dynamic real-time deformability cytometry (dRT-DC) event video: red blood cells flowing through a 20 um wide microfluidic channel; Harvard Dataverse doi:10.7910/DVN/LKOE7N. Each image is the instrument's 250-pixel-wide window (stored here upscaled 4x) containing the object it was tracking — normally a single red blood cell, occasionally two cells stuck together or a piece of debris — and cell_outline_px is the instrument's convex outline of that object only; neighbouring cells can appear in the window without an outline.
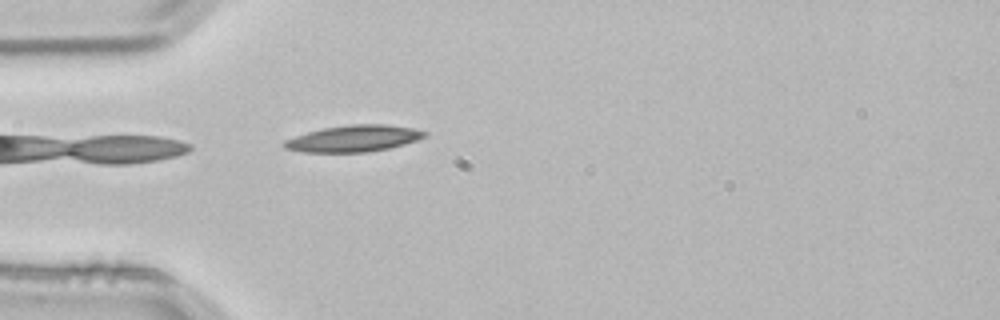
{"species": "common noctule bat (a hibernating species)", "species_latin": "Nyctalus noctula", "temperature_condition": "room temperature", "stored_images_in_passage": 3, "camera_frame_rate_fps": 3000, "um_per_image_px": 0.085, "animal": {"sex": "male", "body_mass_g": 21.5, "forearm_length_mm": 52.0}, "frame": {"image": 1, "passage_image": 3, "time_ms": 0.667, "image_size_px": [1000, 320], "cell_outline_px": [[428, 136], [404, 144], [388, 148], [368, 152], [304, 152], [284, 148], [284, 140], [308, 132], [324, 128], [348, 124], [388, 124], [412, 128], [428, 132]], "centroid_in_image_um": [30.1, 11.77], "position_along_channel_um": 54.9, "area_um2": 21.62}}